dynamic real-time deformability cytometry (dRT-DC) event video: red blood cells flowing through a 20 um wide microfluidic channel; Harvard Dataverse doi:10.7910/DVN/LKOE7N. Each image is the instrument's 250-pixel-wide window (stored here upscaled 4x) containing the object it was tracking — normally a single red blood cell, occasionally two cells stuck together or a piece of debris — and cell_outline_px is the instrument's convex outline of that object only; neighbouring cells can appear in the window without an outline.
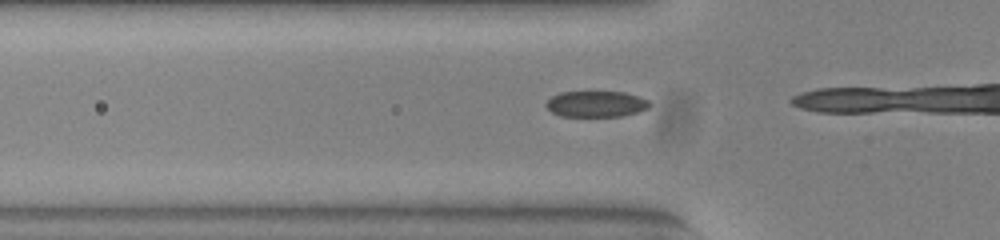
{"species": "common noctule bat (a hibernating species)", "species_latin": "Nyctalus noctula", "temperature_condition": "warm", "stored_images_in_passage": 15, "camera_frame_rate_fps": 3000, "um_per_image_px": 0.085, "animal": {"sex": "female", "body_mass_g": 23.0, "forearm_length_mm": 53.4}, "frame": {"image": 1, "passage_image": 13, "time_ms": 4.0, "image_size_px": [1000, 240], "cell_outline_px": [[652, 104], [648, 108], [640, 112], [620, 116], [560, 116], [552, 112], [544, 104], [552, 96], [560, 92], [624, 92], [640, 96], [648, 100]], "centroid_in_image_um": [50.7, 8.84], "position_along_channel_um": 75.1, "area_um2": 15.78}}